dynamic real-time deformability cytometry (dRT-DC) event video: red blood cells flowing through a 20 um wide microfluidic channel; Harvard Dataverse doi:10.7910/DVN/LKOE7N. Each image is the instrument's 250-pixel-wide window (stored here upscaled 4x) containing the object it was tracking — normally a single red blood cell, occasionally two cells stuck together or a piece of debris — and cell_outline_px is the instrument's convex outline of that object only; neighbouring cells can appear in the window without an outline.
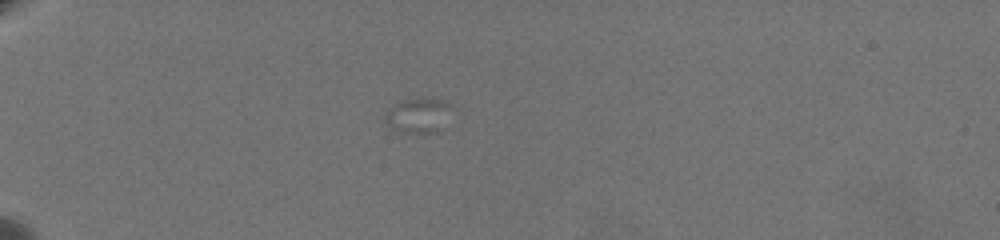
{"species": "common noctule bat (a hibernating species)", "species_latin": "Nyctalus noctula", "temperature_condition": "warm", "stored_images_in_passage": 33, "camera_frame_rate_fps": 3000, "um_per_image_px": 0.085, "animal": {"sex": "female", "body_mass_g": 19.5, "forearm_length_mm": 54.1}, "frame": {"image": 1, "passage_image": 6, "time_ms": 1.667, "image_size_px": [1000, 240], "cell_outline_px": [[452, 104], [436, 132], [396, 132], [388, 124], [384, 116], [388, 108], [392, 104], [400, 100], [440, 100]], "centroid_in_image_um": [35.43, 9.81], "position_along_channel_um": 49.6, "area_um2": 12.72}}
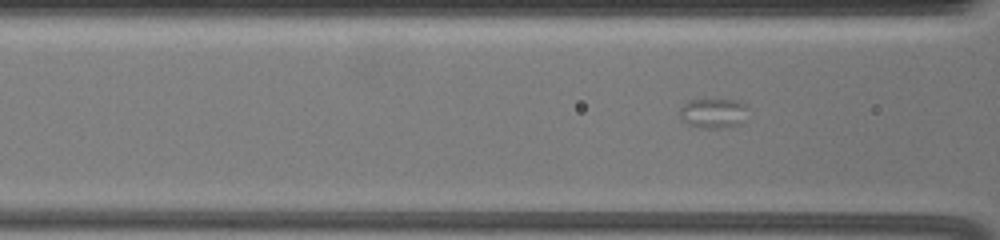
{"frame": {"image": 2, "passage_image": 15, "time_ms": 4.667, "image_size_px": [1000, 240], "cell_outline_px": [[748, 108], [740, 124], [732, 128], [700, 128], [688, 124], [680, 120], [680, 108], [688, 100], [736, 100], [748, 104]], "centroid_in_image_um": [60.64, 9.64], "position_along_channel_um": 106.0, "area_um2": 12.02}}